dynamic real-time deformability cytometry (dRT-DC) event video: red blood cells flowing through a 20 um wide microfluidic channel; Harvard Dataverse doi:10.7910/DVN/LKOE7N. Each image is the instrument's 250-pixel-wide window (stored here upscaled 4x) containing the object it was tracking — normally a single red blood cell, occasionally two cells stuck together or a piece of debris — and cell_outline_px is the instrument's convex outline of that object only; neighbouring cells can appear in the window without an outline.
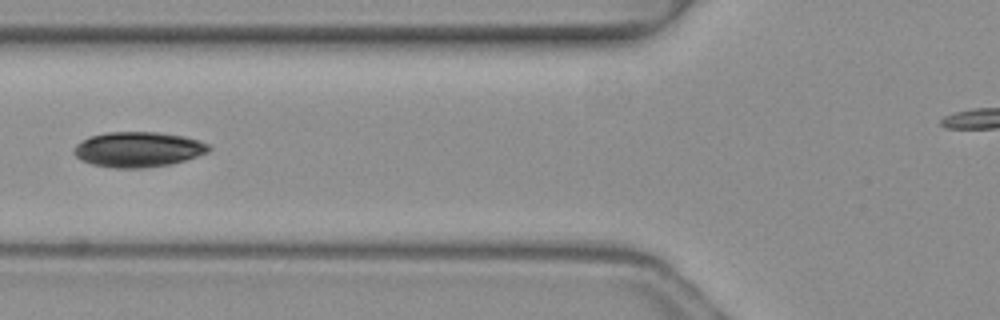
{"species": "common noctule bat (a hibernating species)", "species_latin": "Nyctalus noctula", "temperature_condition": "warm", "stored_images_in_passage": 7, "camera_frame_rate_fps": 3000, "um_per_image_px": 0.085, "animal": {"sex": "female", "body_mass_g": 19.3, "forearm_length_mm": 54.1}, "frame": {"image": 1, "passage_image": 6, "time_ms": 1.667, "image_size_px": [1000, 320], "cell_outline_px": [[212, 148], [208, 152], [184, 160], [168, 164], [144, 168], [112, 168], [92, 164], [80, 160], [72, 152], [72, 148], [76, 144], [92, 136], [108, 132], [156, 132], [184, 136], [208, 144]], "centroid_in_image_um": [11.7, 12.7], "position_along_channel_um": 114.1, "area_um2": 27.51}}
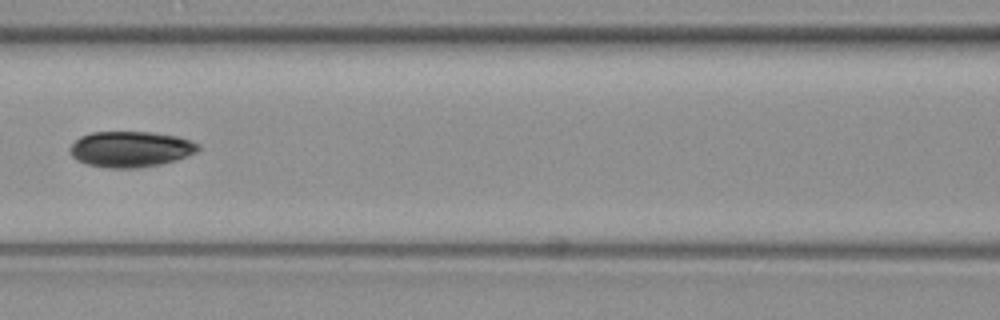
{"frame": {"image": 2, "passage_image": 7, "time_ms": 2.0, "image_size_px": [1000, 320], "cell_outline_px": [[200, 148], [196, 152], [176, 160], [160, 164], [136, 168], [104, 168], [84, 164], [76, 160], [68, 152], [68, 148], [80, 136], [92, 132], [152, 132], [176, 136], [192, 140], [200, 144]], "centroid_in_image_um": [11.07, 12.68], "position_along_channel_um": 155.5, "area_um2": 27.05}}